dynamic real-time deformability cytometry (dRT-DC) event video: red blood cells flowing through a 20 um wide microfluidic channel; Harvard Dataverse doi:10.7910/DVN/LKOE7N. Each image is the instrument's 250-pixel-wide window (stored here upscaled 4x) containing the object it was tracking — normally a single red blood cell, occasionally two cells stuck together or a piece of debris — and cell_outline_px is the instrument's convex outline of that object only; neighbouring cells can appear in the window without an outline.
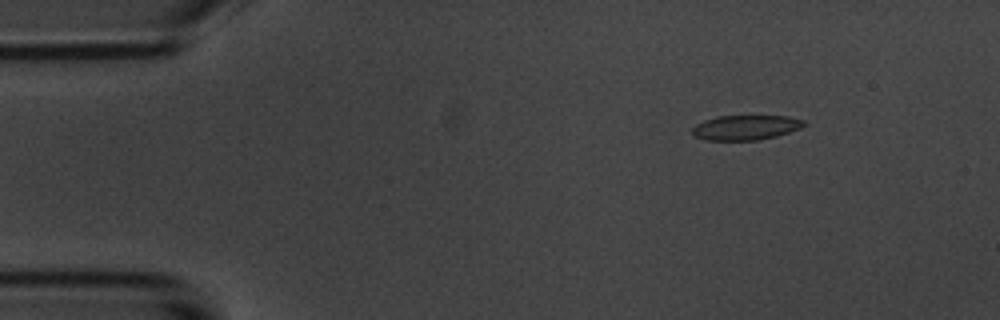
{"species": "common noctule bat (a hibernating species)", "species_latin": "Nyctalus noctula", "temperature_condition": "room temperature", "stored_images_in_passage": 4, "camera_frame_rate_fps": 3000, "um_per_image_px": 0.085, "animal": {"sex": "male", "body_mass_g": 20.1, "forearm_length_mm": 53.5}, "frame": {"image": 1, "passage_image": 2, "time_ms": 1.0, "image_size_px": [1000, 320], "cell_outline_px": [[808, 124], [800, 128], [776, 136], [756, 140], [704, 140], [696, 136], [692, 132], [692, 128], [696, 124], [704, 120], [716, 116], [788, 116], [804, 120]], "centroid_in_image_um": [63.39, 10.83], "position_along_channel_um": 21.6, "area_um2": 16.13}}